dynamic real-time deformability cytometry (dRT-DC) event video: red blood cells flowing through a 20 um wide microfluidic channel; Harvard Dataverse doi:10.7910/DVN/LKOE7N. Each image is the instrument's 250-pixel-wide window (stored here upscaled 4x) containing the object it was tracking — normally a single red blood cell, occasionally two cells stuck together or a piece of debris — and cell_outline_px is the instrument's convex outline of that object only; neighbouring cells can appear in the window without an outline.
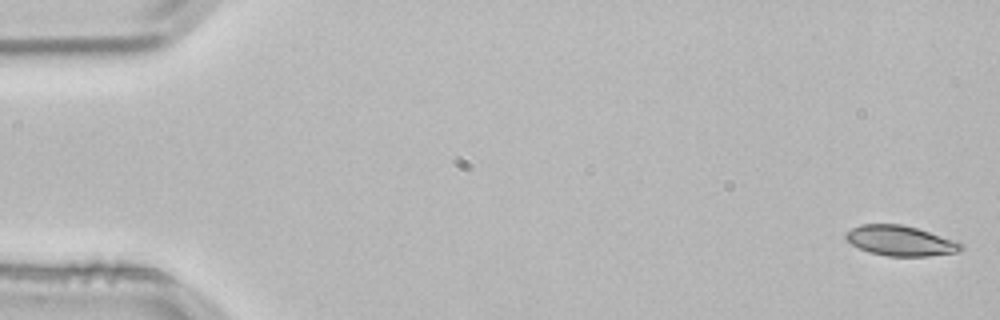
{"species": "common noctule bat (a hibernating species)", "species_latin": "Nyctalus noctula", "temperature_condition": "room temperature", "stored_images_in_passage": 4, "camera_frame_rate_fps": 3000, "um_per_image_px": 0.085, "animal": {"sex": "male", "body_mass_g": 21.5, "forearm_length_mm": 52.0}, "frame": {"image": 1, "passage_image": 1, "time_ms": 0.0, "image_size_px": [1000, 320], "cell_outline_px": [[964, 248], [956, 252], [928, 256], [888, 256], [868, 252], [852, 244], [844, 236], [852, 228], [860, 224], [900, 224], [916, 228], [964, 244]], "centroid_in_image_um": [76.52, 20.47], "position_along_channel_um": 8.5, "area_um2": 19.88}}